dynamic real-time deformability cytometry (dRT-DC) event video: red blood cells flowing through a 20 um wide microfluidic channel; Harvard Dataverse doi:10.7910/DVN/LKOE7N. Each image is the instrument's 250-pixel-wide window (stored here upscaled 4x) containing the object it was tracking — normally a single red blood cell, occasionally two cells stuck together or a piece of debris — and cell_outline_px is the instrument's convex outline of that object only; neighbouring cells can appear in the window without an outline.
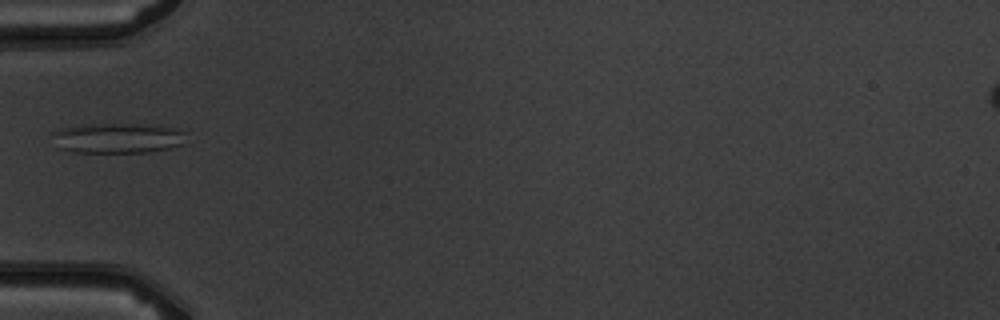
{"species": "common noctule bat (a hibernating species)", "species_latin": "Nyctalus noctula", "temperature_condition": "warm", "stored_images_in_passage": 4, "camera_frame_rate_fps": 3000, "um_per_image_px": 0.085, "animal": {"sex": "male", "body_mass_g": 19.5, "forearm_length_mm": 54.6}, "frame": {"image": 1, "passage_image": 3, "time_ms": 2.333, "image_size_px": [1000, 320], "cell_outline_px": [[184, 132], [180, 144], [168, 148], [148, 152], [72, 152], [56, 148], [48, 132], [60, 128], [80, 124], [156, 124], [176, 128]], "centroid_in_image_um": [9.85, 11.72], "position_along_channel_um": 75.2, "area_um2": 23.93}}
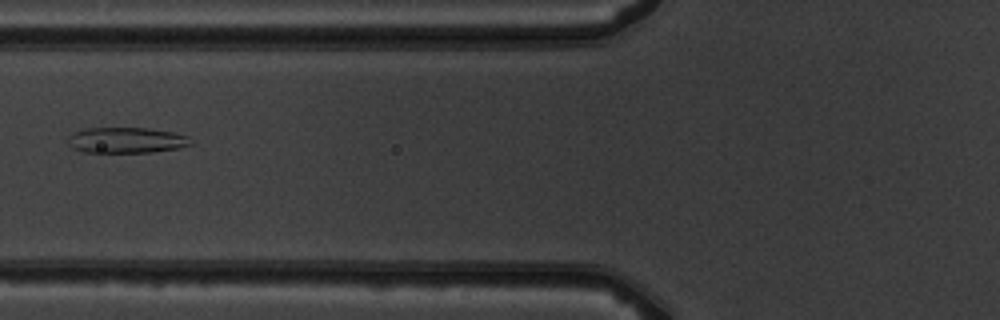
{"frame": {"image": 2, "passage_image": 4, "time_ms": 3.333, "image_size_px": [1000, 320], "cell_outline_px": [[192, 144], [180, 148], [152, 152], [84, 152], [72, 148], [68, 144], [68, 136], [84, 128], [148, 128], [172, 132], [188, 136]], "centroid_in_image_um": [10.74, 11.92], "position_along_channel_um": 115.1, "area_um2": 18.38}}